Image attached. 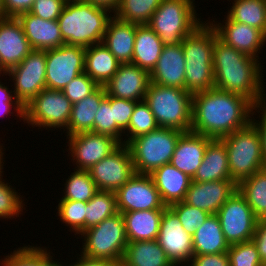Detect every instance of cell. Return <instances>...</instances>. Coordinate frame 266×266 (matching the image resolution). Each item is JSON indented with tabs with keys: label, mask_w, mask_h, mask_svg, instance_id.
<instances>
[{
	"label": "cell",
	"mask_w": 266,
	"mask_h": 266,
	"mask_svg": "<svg viewBox=\"0 0 266 266\" xmlns=\"http://www.w3.org/2000/svg\"><path fill=\"white\" fill-rule=\"evenodd\" d=\"M253 108L247 98L216 88L193 93L191 131L220 139L246 127Z\"/></svg>",
	"instance_id": "cell-1"
},
{
	"label": "cell",
	"mask_w": 266,
	"mask_h": 266,
	"mask_svg": "<svg viewBox=\"0 0 266 266\" xmlns=\"http://www.w3.org/2000/svg\"><path fill=\"white\" fill-rule=\"evenodd\" d=\"M263 66L219 38L213 49L215 88L247 98L254 106L266 102ZM263 81V82H262Z\"/></svg>",
	"instance_id": "cell-2"
},
{
	"label": "cell",
	"mask_w": 266,
	"mask_h": 266,
	"mask_svg": "<svg viewBox=\"0 0 266 266\" xmlns=\"http://www.w3.org/2000/svg\"><path fill=\"white\" fill-rule=\"evenodd\" d=\"M111 13L89 2L67 0L57 19L64 43L84 48L102 43Z\"/></svg>",
	"instance_id": "cell-3"
},
{
	"label": "cell",
	"mask_w": 266,
	"mask_h": 266,
	"mask_svg": "<svg viewBox=\"0 0 266 266\" xmlns=\"http://www.w3.org/2000/svg\"><path fill=\"white\" fill-rule=\"evenodd\" d=\"M217 38L215 28L209 21H203L183 39L186 91L193 94L215 88L213 49Z\"/></svg>",
	"instance_id": "cell-4"
},
{
	"label": "cell",
	"mask_w": 266,
	"mask_h": 266,
	"mask_svg": "<svg viewBox=\"0 0 266 266\" xmlns=\"http://www.w3.org/2000/svg\"><path fill=\"white\" fill-rule=\"evenodd\" d=\"M192 96L185 89L150 82L144 100L159 127L187 132L192 125Z\"/></svg>",
	"instance_id": "cell-5"
},
{
	"label": "cell",
	"mask_w": 266,
	"mask_h": 266,
	"mask_svg": "<svg viewBox=\"0 0 266 266\" xmlns=\"http://www.w3.org/2000/svg\"><path fill=\"white\" fill-rule=\"evenodd\" d=\"M195 0H162L153 13L148 26L159 36L163 45L181 44L200 21L195 10Z\"/></svg>",
	"instance_id": "cell-6"
},
{
	"label": "cell",
	"mask_w": 266,
	"mask_h": 266,
	"mask_svg": "<svg viewBox=\"0 0 266 266\" xmlns=\"http://www.w3.org/2000/svg\"><path fill=\"white\" fill-rule=\"evenodd\" d=\"M182 131L164 127L135 137L129 148L136 174L150 175L157 168L169 164Z\"/></svg>",
	"instance_id": "cell-7"
},
{
	"label": "cell",
	"mask_w": 266,
	"mask_h": 266,
	"mask_svg": "<svg viewBox=\"0 0 266 266\" xmlns=\"http://www.w3.org/2000/svg\"><path fill=\"white\" fill-rule=\"evenodd\" d=\"M220 139L227 149L231 179L237 185L265 168L260 136L251 122L246 127Z\"/></svg>",
	"instance_id": "cell-8"
},
{
	"label": "cell",
	"mask_w": 266,
	"mask_h": 266,
	"mask_svg": "<svg viewBox=\"0 0 266 266\" xmlns=\"http://www.w3.org/2000/svg\"><path fill=\"white\" fill-rule=\"evenodd\" d=\"M80 254L92 259H107L122 262L128 241L122 213L104 219L81 234Z\"/></svg>",
	"instance_id": "cell-9"
},
{
	"label": "cell",
	"mask_w": 266,
	"mask_h": 266,
	"mask_svg": "<svg viewBox=\"0 0 266 266\" xmlns=\"http://www.w3.org/2000/svg\"><path fill=\"white\" fill-rule=\"evenodd\" d=\"M71 110L72 103L61 90L45 88L24 108V124L38 129L59 128L66 131Z\"/></svg>",
	"instance_id": "cell-10"
},
{
	"label": "cell",
	"mask_w": 266,
	"mask_h": 266,
	"mask_svg": "<svg viewBox=\"0 0 266 266\" xmlns=\"http://www.w3.org/2000/svg\"><path fill=\"white\" fill-rule=\"evenodd\" d=\"M16 99L26 107L29 102L46 88V51L32 50L20 64L8 70Z\"/></svg>",
	"instance_id": "cell-11"
},
{
	"label": "cell",
	"mask_w": 266,
	"mask_h": 266,
	"mask_svg": "<svg viewBox=\"0 0 266 266\" xmlns=\"http://www.w3.org/2000/svg\"><path fill=\"white\" fill-rule=\"evenodd\" d=\"M216 215L229 245L252 240L258 218L238 189Z\"/></svg>",
	"instance_id": "cell-12"
},
{
	"label": "cell",
	"mask_w": 266,
	"mask_h": 266,
	"mask_svg": "<svg viewBox=\"0 0 266 266\" xmlns=\"http://www.w3.org/2000/svg\"><path fill=\"white\" fill-rule=\"evenodd\" d=\"M85 48L64 44L46 50V88L63 90L76 76L84 72Z\"/></svg>",
	"instance_id": "cell-13"
},
{
	"label": "cell",
	"mask_w": 266,
	"mask_h": 266,
	"mask_svg": "<svg viewBox=\"0 0 266 266\" xmlns=\"http://www.w3.org/2000/svg\"><path fill=\"white\" fill-rule=\"evenodd\" d=\"M88 171L98 190L114 193L136 174L126 144H120Z\"/></svg>",
	"instance_id": "cell-14"
},
{
	"label": "cell",
	"mask_w": 266,
	"mask_h": 266,
	"mask_svg": "<svg viewBox=\"0 0 266 266\" xmlns=\"http://www.w3.org/2000/svg\"><path fill=\"white\" fill-rule=\"evenodd\" d=\"M117 210L120 213L145 210H164L162 202L150 175L135 174L116 192Z\"/></svg>",
	"instance_id": "cell-15"
},
{
	"label": "cell",
	"mask_w": 266,
	"mask_h": 266,
	"mask_svg": "<svg viewBox=\"0 0 266 266\" xmlns=\"http://www.w3.org/2000/svg\"><path fill=\"white\" fill-rule=\"evenodd\" d=\"M68 156L71 155L76 165V170L88 171L96 163L100 162L120 143L111 136L94 132H80L67 137Z\"/></svg>",
	"instance_id": "cell-16"
},
{
	"label": "cell",
	"mask_w": 266,
	"mask_h": 266,
	"mask_svg": "<svg viewBox=\"0 0 266 266\" xmlns=\"http://www.w3.org/2000/svg\"><path fill=\"white\" fill-rule=\"evenodd\" d=\"M157 242L174 266H186L194 256L192 235L185 232L169 207L163 210Z\"/></svg>",
	"instance_id": "cell-17"
},
{
	"label": "cell",
	"mask_w": 266,
	"mask_h": 266,
	"mask_svg": "<svg viewBox=\"0 0 266 266\" xmlns=\"http://www.w3.org/2000/svg\"><path fill=\"white\" fill-rule=\"evenodd\" d=\"M225 19L223 23H217L215 20L209 21L215 28L218 38L239 52L259 60L258 54L261 53L260 50H263L266 35L257 28L232 21L228 16Z\"/></svg>",
	"instance_id": "cell-18"
},
{
	"label": "cell",
	"mask_w": 266,
	"mask_h": 266,
	"mask_svg": "<svg viewBox=\"0 0 266 266\" xmlns=\"http://www.w3.org/2000/svg\"><path fill=\"white\" fill-rule=\"evenodd\" d=\"M33 50L17 17L0 18V58L2 76L16 67Z\"/></svg>",
	"instance_id": "cell-19"
},
{
	"label": "cell",
	"mask_w": 266,
	"mask_h": 266,
	"mask_svg": "<svg viewBox=\"0 0 266 266\" xmlns=\"http://www.w3.org/2000/svg\"><path fill=\"white\" fill-rule=\"evenodd\" d=\"M150 73L134 64H120L116 74L103 86L106 95L132 101L144 100Z\"/></svg>",
	"instance_id": "cell-20"
},
{
	"label": "cell",
	"mask_w": 266,
	"mask_h": 266,
	"mask_svg": "<svg viewBox=\"0 0 266 266\" xmlns=\"http://www.w3.org/2000/svg\"><path fill=\"white\" fill-rule=\"evenodd\" d=\"M237 189L233 180L192 181L183 202L209 214H216Z\"/></svg>",
	"instance_id": "cell-21"
},
{
	"label": "cell",
	"mask_w": 266,
	"mask_h": 266,
	"mask_svg": "<svg viewBox=\"0 0 266 266\" xmlns=\"http://www.w3.org/2000/svg\"><path fill=\"white\" fill-rule=\"evenodd\" d=\"M185 65L182 43L166 45L150 72V82L166 87L185 89Z\"/></svg>",
	"instance_id": "cell-22"
},
{
	"label": "cell",
	"mask_w": 266,
	"mask_h": 266,
	"mask_svg": "<svg viewBox=\"0 0 266 266\" xmlns=\"http://www.w3.org/2000/svg\"><path fill=\"white\" fill-rule=\"evenodd\" d=\"M33 50H50L64 45L57 20H44L29 12L17 16Z\"/></svg>",
	"instance_id": "cell-23"
},
{
	"label": "cell",
	"mask_w": 266,
	"mask_h": 266,
	"mask_svg": "<svg viewBox=\"0 0 266 266\" xmlns=\"http://www.w3.org/2000/svg\"><path fill=\"white\" fill-rule=\"evenodd\" d=\"M211 139L193 131L183 132L177 141L170 164L193 178Z\"/></svg>",
	"instance_id": "cell-24"
},
{
	"label": "cell",
	"mask_w": 266,
	"mask_h": 266,
	"mask_svg": "<svg viewBox=\"0 0 266 266\" xmlns=\"http://www.w3.org/2000/svg\"><path fill=\"white\" fill-rule=\"evenodd\" d=\"M137 24L124 22L113 16L107 25L102 43L120 64L131 63Z\"/></svg>",
	"instance_id": "cell-25"
},
{
	"label": "cell",
	"mask_w": 266,
	"mask_h": 266,
	"mask_svg": "<svg viewBox=\"0 0 266 266\" xmlns=\"http://www.w3.org/2000/svg\"><path fill=\"white\" fill-rule=\"evenodd\" d=\"M150 176L167 207L183 201L192 182V178L170 163L157 168Z\"/></svg>",
	"instance_id": "cell-26"
},
{
	"label": "cell",
	"mask_w": 266,
	"mask_h": 266,
	"mask_svg": "<svg viewBox=\"0 0 266 266\" xmlns=\"http://www.w3.org/2000/svg\"><path fill=\"white\" fill-rule=\"evenodd\" d=\"M232 180L229 171L227 149L221 139H211L207 143L204 158L192 181L211 182Z\"/></svg>",
	"instance_id": "cell-27"
},
{
	"label": "cell",
	"mask_w": 266,
	"mask_h": 266,
	"mask_svg": "<svg viewBox=\"0 0 266 266\" xmlns=\"http://www.w3.org/2000/svg\"><path fill=\"white\" fill-rule=\"evenodd\" d=\"M128 242L157 240L163 210L122 213Z\"/></svg>",
	"instance_id": "cell-28"
},
{
	"label": "cell",
	"mask_w": 266,
	"mask_h": 266,
	"mask_svg": "<svg viewBox=\"0 0 266 266\" xmlns=\"http://www.w3.org/2000/svg\"><path fill=\"white\" fill-rule=\"evenodd\" d=\"M119 65L103 43L85 48L84 72L99 86H104L116 74Z\"/></svg>",
	"instance_id": "cell-29"
},
{
	"label": "cell",
	"mask_w": 266,
	"mask_h": 266,
	"mask_svg": "<svg viewBox=\"0 0 266 266\" xmlns=\"http://www.w3.org/2000/svg\"><path fill=\"white\" fill-rule=\"evenodd\" d=\"M194 255L218 254L230 248L222 232L219 218L210 214L192 235Z\"/></svg>",
	"instance_id": "cell-30"
},
{
	"label": "cell",
	"mask_w": 266,
	"mask_h": 266,
	"mask_svg": "<svg viewBox=\"0 0 266 266\" xmlns=\"http://www.w3.org/2000/svg\"><path fill=\"white\" fill-rule=\"evenodd\" d=\"M164 45L148 25H137L132 64L148 71L155 67Z\"/></svg>",
	"instance_id": "cell-31"
},
{
	"label": "cell",
	"mask_w": 266,
	"mask_h": 266,
	"mask_svg": "<svg viewBox=\"0 0 266 266\" xmlns=\"http://www.w3.org/2000/svg\"><path fill=\"white\" fill-rule=\"evenodd\" d=\"M105 97V88L99 86L92 94L72 104L71 117L66 130L67 137L80 132H93L96 112Z\"/></svg>",
	"instance_id": "cell-32"
},
{
	"label": "cell",
	"mask_w": 266,
	"mask_h": 266,
	"mask_svg": "<svg viewBox=\"0 0 266 266\" xmlns=\"http://www.w3.org/2000/svg\"><path fill=\"white\" fill-rule=\"evenodd\" d=\"M121 263L124 266H174L157 240L128 242Z\"/></svg>",
	"instance_id": "cell-33"
},
{
	"label": "cell",
	"mask_w": 266,
	"mask_h": 266,
	"mask_svg": "<svg viewBox=\"0 0 266 266\" xmlns=\"http://www.w3.org/2000/svg\"><path fill=\"white\" fill-rule=\"evenodd\" d=\"M233 1L227 16L232 21L257 28L266 35V0Z\"/></svg>",
	"instance_id": "cell-34"
},
{
	"label": "cell",
	"mask_w": 266,
	"mask_h": 266,
	"mask_svg": "<svg viewBox=\"0 0 266 266\" xmlns=\"http://www.w3.org/2000/svg\"><path fill=\"white\" fill-rule=\"evenodd\" d=\"M258 219H266V168L255 172L237 185Z\"/></svg>",
	"instance_id": "cell-35"
},
{
	"label": "cell",
	"mask_w": 266,
	"mask_h": 266,
	"mask_svg": "<svg viewBox=\"0 0 266 266\" xmlns=\"http://www.w3.org/2000/svg\"><path fill=\"white\" fill-rule=\"evenodd\" d=\"M46 247L23 246L8 253L0 260L1 266H61V262L53 260Z\"/></svg>",
	"instance_id": "cell-36"
},
{
	"label": "cell",
	"mask_w": 266,
	"mask_h": 266,
	"mask_svg": "<svg viewBox=\"0 0 266 266\" xmlns=\"http://www.w3.org/2000/svg\"><path fill=\"white\" fill-rule=\"evenodd\" d=\"M162 0H120L114 16L121 21L147 25Z\"/></svg>",
	"instance_id": "cell-37"
},
{
	"label": "cell",
	"mask_w": 266,
	"mask_h": 266,
	"mask_svg": "<svg viewBox=\"0 0 266 266\" xmlns=\"http://www.w3.org/2000/svg\"><path fill=\"white\" fill-rule=\"evenodd\" d=\"M116 213H118L116 194L98 190L86 205L85 230L98 225Z\"/></svg>",
	"instance_id": "cell-38"
},
{
	"label": "cell",
	"mask_w": 266,
	"mask_h": 266,
	"mask_svg": "<svg viewBox=\"0 0 266 266\" xmlns=\"http://www.w3.org/2000/svg\"><path fill=\"white\" fill-rule=\"evenodd\" d=\"M64 193L61 200L88 202L98 191L89 171L76 170L65 180Z\"/></svg>",
	"instance_id": "cell-39"
},
{
	"label": "cell",
	"mask_w": 266,
	"mask_h": 266,
	"mask_svg": "<svg viewBox=\"0 0 266 266\" xmlns=\"http://www.w3.org/2000/svg\"><path fill=\"white\" fill-rule=\"evenodd\" d=\"M159 126L145 100L137 101L127 130L124 132L123 144L143 134H147ZM127 133V134H126ZM128 138V139H126Z\"/></svg>",
	"instance_id": "cell-40"
},
{
	"label": "cell",
	"mask_w": 266,
	"mask_h": 266,
	"mask_svg": "<svg viewBox=\"0 0 266 266\" xmlns=\"http://www.w3.org/2000/svg\"><path fill=\"white\" fill-rule=\"evenodd\" d=\"M58 202L57 213L60 220L70 228V232L73 231L76 233L74 235L79 234L80 237V234L85 231L87 202L74 200H60Z\"/></svg>",
	"instance_id": "cell-41"
},
{
	"label": "cell",
	"mask_w": 266,
	"mask_h": 266,
	"mask_svg": "<svg viewBox=\"0 0 266 266\" xmlns=\"http://www.w3.org/2000/svg\"><path fill=\"white\" fill-rule=\"evenodd\" d=\"M93 132L111 136L120 144H123L124 132L114 122L113 108H111V96L109 95H106L101 101L100 107L96 112Z\"/></svg>",
	"instance_id": "cell-42"
},
{
	"label": "cell",
	"mask_w": 266,
	"mask_h": 266,
	"mask_svg": "<svg viewBox=\"0 0 266 266\" xmlns=\"http://www.w3.org/2000/svg\"><path fill=\"white\" fill-rule=\"evenodd\" d=\"M179 218L186 233L193 235L210 215L208 212L181 201L168 206Z\"/></svg>",
	"instance_id": "cell-43"
},
{
	"label": "cell",
	"mask_w": 266,
	"mask_h": 266,
	"mask_svg": "<svg viewBox=\"0 0 266 266\" xmlns=\"http://www.w3.org/2000/svg\"><path fill=\"white\" fill-rule=\"evenodd\" d=\"M11 185L0 180V218L11 219L23 213L24 199Z\"/></svg>",
	"instance_id": "cell-44"
},
{
	"label": "cell",
	"mask_w": 266,
	"mask_h": 266,
	"mask_svg": "<svg viewBox=\"0 0 266 266\" xmlns=\"http://www.w3.org/2000/svg\"><path fill=\"white\" fill-rule=\"evenodd\" d=\"M229 266H264L252 240L230 245Z\"/></svg>",
	"instance_id": "cell-45"
},
{
	"label": "cell",
	"mask_w": 266,
	"mask_h": 266,
	"mask_svg": "<svg viewBox=\"0 0 266 266\" xmlns=\"http://www.w3.org/2000/svg\"><path fill=\"white\" fill-rule=\"evenodd\" d=\"M98 87L99 85L83 72L68 83L62 92L74 104L92 94Z\"/></svg>",
	"instance_id": "cell-46"
},
{
	"label": "cell",
	"mask_w": 266,
	"mask_h": 266,
	"mask_svg": "<svg viewBox=\"0 0 266 266\" xmlns=\"http://www.w3.org/2000/svg\"><path fill=\"white\" fill-rule=\"evenodd\" d=\"M136 102L137 101L111 96V108H113L114 122L123 132L128 128Z\"/></svg>",
	"instance_id": "cell-47"
},
{
	"label": "cell",
	"mask_w": 266,
	"mask_h": 266,
	"mask_svg": "<svg viewBox=\"0 0 266 266\" xmlns=\"http://www.w3.org/2000/svg\"><path fill=\"white\" fill-rule=\"evenodd\" d=\"M67 0H35L29 13L44 20H57Z\"/></svg>",
	"instance_id": "cell-48"
},
{
	"label": "cell",
	"mask_w": 266,
	"mask_h": 266,
	"mask_svg": "<svg viewBox=\"0 0 266 266\" xmlns=\"http://www.w3.org/2000/svg\"><path fill=\"white\" fill-rule=\"evenodd\" d=\"M8 87L9 86H5L2 82H0V116L14 114L11 112V108H13V111L15 110L16 112L15 116L24 122L25 107L16 99L14 91L9 90L10 88Z\"/></svg>",
	"instance_id": "cell-49"
},
{
	"label": "cell",
	"mask_w": 266,
	"mask_h": 266,
	"mask_svg": "<svg viewBox=\"0 0 266 266\" xmlns=\"http://www.w3.org/2000/svg\"><path fill=\"white\" fill-rule=\"evenodd\" d=\"M258 109V110H257ZM255 110V111H254ZM256 112L259 114V120L255 119L253 115H257ZM251 123L256 127L262 146V157L264 161V167L266 168V102L262 104L255 105L252 111Z\"/></svg>",
	"instance_id": "cell-50"
},
{
	"label": "cell",
	"mask_w": 266,
	"mask_h": 266,
	"mask_svg": "<svg viewBox=\"0 0 266 266\" xmlns=\"http://www.w3.org/2000/svg\"><path fill=\"white\" fill-rule=\"evenodd\" d=\"M186 266H229V257L227 252L194 255Z\"/></svg>",
	"instance_id": "cell-51"
},
{
	"label": "cell",
	"mask_w": 266,
	"mask_h": 266,
	"mask_svg": "<svg viewBox=\"0 0 266 266\" xmlns=\"http://www.w3.org/2000/svg\"><path fill=\"white\" fill-rule=\"evenodd\" d=\"M35 0H2L4 17H17L29 12Z\"/></svg>",
	"instance_id": "cell-52"
},
{
	"label": "cell",
	"mask_w": 266,
	"mask_h": 266,
	"mask_svg": "<svg viewBox=\"0 0 266 266\" xmlns=\"http://www.w3.org/2000/svg\"><path fill=\"white\" fill-rule=\"evenodd\" d=\"M252 241L257 247L263 265L266 266V219H258Z\"/></svg>",
	"instance_id": "cell-53"
},
{
	"label": "cell",
	"mask_w": 266,
	"mask_h": 266,
	"mask_svg": "<svg viewBox=\"0 0 266 266\" xmlns=\"http://www.w3.org/2000/svg\"><path fill=\"white\" fill-rule=\"evenodd\" d=\"M77 260L75 262H71L72 264L65 265V266H119L121 262H116L114 260H107V259H92L86 256L78 255Z\"/></svg>",
	"instance_id": "cell-54"
},
{
	"label": "cell",
	"mask_w": 266,
	"mask_h": 266,
	"mask_svg": "<svg viewBox=\"0 0 266 266\" xmlns=\"http://www.w3.org/2000/svg\"><path fill=\"white\" fill-rule=\"evenodd\" d=\"M85 2H89L91 4H94L96 6H100L103 8H107L108 10H110L112 13H114L120 3V0H82Z\"/></svg>",
	"instance_id": "cell-55"
},
{
	"label": "cell",
	"mask_w": 266,
	"mask_h": 266,
	"mask_svg": "<svg viewBox=\"0 0 266 266\" xmlns=\"http://www.w3.org/2000/svg\"><path fill=\"white\" fill-rule=\"evenodd\" d=\"M2 147L4 148L5 146H3V144H0V180L3 179V178H2V177H3L2 174H3V172H4V171H3V166H4V165H3V164H4V162H3V161H4V160H3V159H4V156H3V155H5V154H4V152H2V151H4Z\"/></svg>",
	"instance_id": "cell-56"
},
{
	"label": "cell",
	"mask_w": 266,
	"mask_h": 266,
	"mask_svg": "<svg viewBox=\"0 0 266 266\" xmlns=\"http://www.w3.org/2000/svg\"><path fill=\"white\" fill-rule=\"evenodd\" d=\"M4 17V10H3V4H2V0H0V18Z\"/></svg>",
	"instance_id": "cell-57"
},
{
	"label": "cell",
	"mask_w": 266,
	"mask_h": 266,
	"mask_svg": "<svg viewBox=\"0 0 266 266\" xmlns=\"http://www.w3.org/2000/svg\"><path fill=\"white\" fill-rule=\"evenodd\" d=\"M2 74H1V58H0V76H1Z\"/></svg>",
	"instance_id": "cell-58"
}]
</instances>
